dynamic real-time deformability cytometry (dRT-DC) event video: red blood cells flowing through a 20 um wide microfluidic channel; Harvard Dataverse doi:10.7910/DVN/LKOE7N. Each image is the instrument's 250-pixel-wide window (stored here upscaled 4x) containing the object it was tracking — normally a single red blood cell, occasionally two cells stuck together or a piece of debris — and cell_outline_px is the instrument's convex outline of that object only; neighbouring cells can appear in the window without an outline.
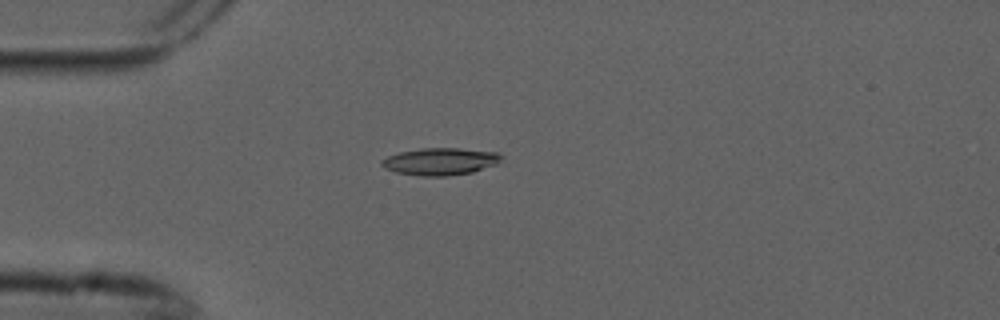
{"species": "common noctule bat (a hibernating species)", "species_latin": "Nyctalus noctula", "temperature_condition": "cold", "stored_images_in_passage": 1, "camera_frame_rate_fps": 3000, "um_per_image_px": 0.085, "animal": {"sex": "male", "forearm_length_mm": 52.5}, "frame": {"image": 1, "passage_image": 1, "time_ms": 0.0, "image_size_px": [1000, 320], "cell_outline_px": [[504, 156], [496, 164], [472, 172], [448, 176], [420, 176], [396, 172], [384, 168], [380, 164], [380, 160], [388, 156], [400, 152], [420, 148], [460, 148], [500, 152]], "centroid_in_image_um": [37.43, 13.72], "position_along_channel_um": 47.6, "area_um2": 19.13}}